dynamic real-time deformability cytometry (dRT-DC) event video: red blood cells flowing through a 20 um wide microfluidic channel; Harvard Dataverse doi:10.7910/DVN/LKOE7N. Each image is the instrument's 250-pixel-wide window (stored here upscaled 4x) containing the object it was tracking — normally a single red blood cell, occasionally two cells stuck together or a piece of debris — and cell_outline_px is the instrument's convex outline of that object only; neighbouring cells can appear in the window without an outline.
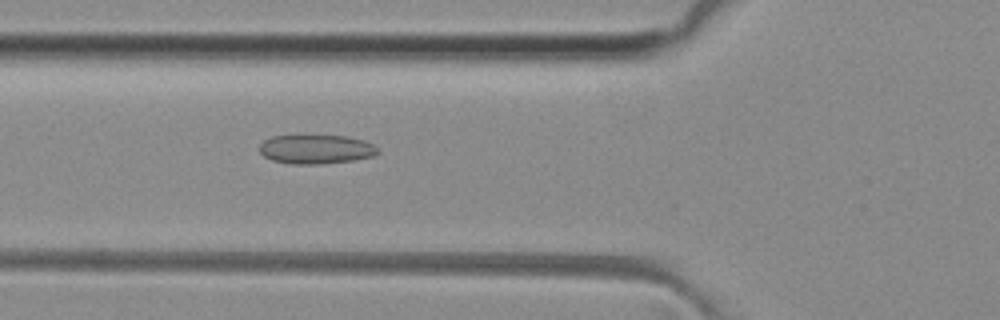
{"species": "common noctule bat (a hibernating species)", "species_latin": "Nyctalus noctula", "temperature_condition": "room temperature", "stored_images_in_passage": 33, "camera_frame_rate_fps": 3000, "um_per_image_px": 0.085, "animal": {"sex": "female", "body_mass_g": 29.2, "forearm_length_mm": 56.3}, "frame": {"image": 1, "passage_image": 8, "time_ms": 2.333, "image_size_px": [1000, 320], "cell_outline_px": [[380, 152], [372, 156], [352, 160], [320, 164], [292, 164], [272, 160], [264, 156], [260, 152], [260, 144], [264, 140], [272, 136], [348, 136], [364, 140], [372, 144]], "centroid_in_image_um": [26.85, 12.69], "position_along_channel_um": 98.9, "area_um2": 19.88}}
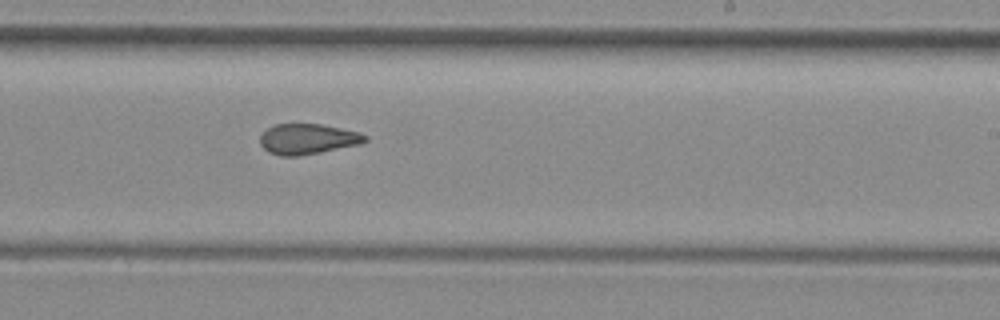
{"frame": {"image": 2, "passage_image": 20, "time_ms": 6.333, "image_size_px": [1000, 320], "cell_outline_px": [[368, 140], [360, 144], [300, 156], [280, 156], [268, 152], [260, 144], [260, 136], [268, 128], [276, 124], [320, 124], [360, 132], [368, 136]], "centroid_in_image_um": [26.16, 11.82], "position_along_channel_um": 262.8, "area_um2": 18.61}}
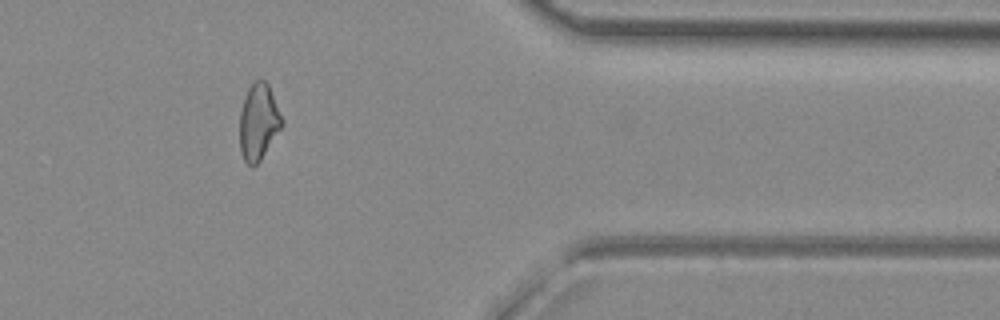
{"frame": {"image": 3, "passage_image": 31, "time_ms": 10.0, "image_size_px": [1000, 320], "cell_outline_px": [[284, 124], [260, 160], [252, 168], [244, 160], [240, 152], [240, 112], [244, 96], [248, 88], [256, 80], [264, 80], [268, 84], [284, 120]], "centroid_in_image_um": [21.98, 10.37], "position_along_channel_um": 389.4, "area_um2": 18.79}, "authors_computed_cell_mechanics": {"area_um2": 19.2474, "velocity_mm_per_s": 4.1118, "shape_relaxation_time_tau1_ms": null, "shape_relaxation_time_tau2_ms": 2.2205, "deformation_change_tau1": null, "deformation_change_tau2": 0.1004}}